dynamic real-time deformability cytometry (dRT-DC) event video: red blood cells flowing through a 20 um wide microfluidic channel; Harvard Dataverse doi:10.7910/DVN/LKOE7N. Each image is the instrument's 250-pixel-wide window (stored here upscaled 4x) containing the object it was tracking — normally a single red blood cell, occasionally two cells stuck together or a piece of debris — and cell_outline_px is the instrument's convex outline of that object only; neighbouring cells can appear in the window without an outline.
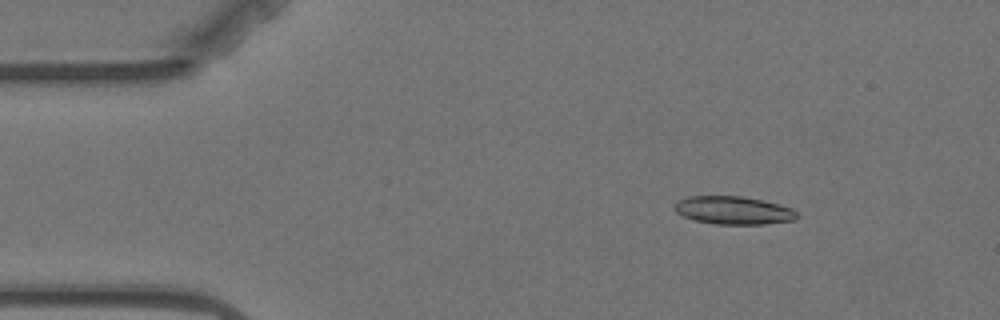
{"species": "Egyptian fruit bat (a non-hibernating species)", "species_latin": "Rousettus aegyptiacus", "temperature_condition": "warm", "stored_images_in_passage": 5, "camera_frame_rate_fps": 3000, "um_per_image_px": 0.085, "animal": {"sex": "female"}, "frame": {"image": 1, "passage_image": 3, "time_ms": 2.333, "image_size_px": [1000, 320], "cell_outline_px": [[800, 216], [796, 220], [764, 224], [716, 224], [696, 220], [684, 216], [676, 212], [672, 208], [680, 200], [688, 196], [740, 196], [760, 200], [792, 208]], "centroid_in_image_um": [62.36, 17.88], "position_along_channel_um": 22.6, "area_um2": 19.83}}
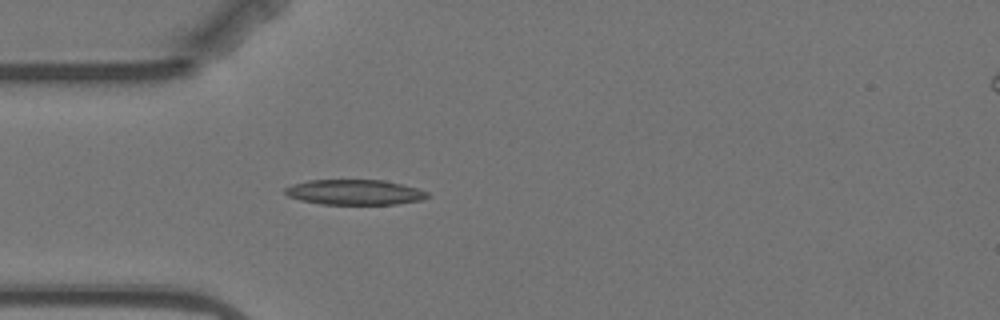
{"frame": {"image": 2, "passage_image": 5, "time_ms": 5.0, "image_size_px": [1000, 320], "cell_outline_px": [[428, 196], [420, 200], [396, 204], [320, 204], [300, 200], [288, 196], [284, 192], [284, 188], [292, 184], [308, 180], [384, 180], [416, 188], [428, 192]], "centroid_in_image_um": [30.09, 16.34], "position_along_channel_um": 54.9, "area_um2": 20.81}}